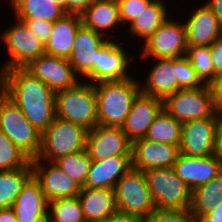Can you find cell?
<instances>
[{"mask_svg":"<svg viewBox=\"0 0 222 222\" xmlns=\"http://www.w3.org/2000/svg\"><path fill=\"white\" fill-rule=\"evenodd\" d=\"M0 90L20 108L39 134L55 119L54 91L25 67L1 72Z\"/></svg>","mask_w":222,"mask_h":222,"instance_id":"6da1fadb","label":"cell"},{"mask_svg":"<svg viewBox=\"0 0 222 222\" xmlns=\"http://www.w3.org/2000/svg\"><path fill=\"white\" fill-rule=\"evenodd\" d=\"M97 98L98 125L121 127L141 92L136 77L121 81H102L94 84Z\"/></svg>","mask_w":222,"mask_h":222,"instance_id":"7a4b0ae2","label":"cell"},{"mask_svg":"<svg viewBox=\"0 0 222 222\" xmlns=\"http://www.w3.org/2000/svg\"><path fill=\"white\" fill-rule=\"evenodd\" d=\"M55 116L80 125L88 131L98 125L94 84L81 79L74 86L56 92Z\"/></svg>","mask_w":222,"mask_h":222,"instance_id":"3957f363","label":"cell"},{"mask_svg":"<svg viewBox=\"0 0 222 222\" xmlns=\"http://www.w3.org/2000/svg\"><path fill=\"white\" fill-rule=\"evenodd\" d=\"M88 130L71 121L57 118L41 136V150L37 158L54 162L61 156L82 152L86 149Z\"/></svg>","mask_w":222,"mask_h":222,"instance_id":"277c9868","label":"cell"},{"mask_svg":"<svg viewBox=\"0 0 222 222\" xmlns=\"http://www.w3.org/2000/svg\"><path fill=\"white\" fill-rule=\"evenodd\" d=\"M144 174L157 209L190 210L192 191L173 167L148 169Z\"/></svg>","mask_w":222,"mask_h":222,"instance_id":"5b68a950","label":"cell"},{"mask_svg":"<svg viewBox=\"0 0 222 222\" xmlns=\"http://www.w3.org/2000/svg\"><path fill=\"white\" fill-rule=\"evenodd\" d=\"M163 109L180 123L215 117L213 87L179 89L163 100Z\"/></svg>","mask_w":222,"mask_h":222,"instance_id":"8992f818","label":"cell"},{"mask_svg":"<svg viewBox=\"0 0 222 222\" xmlns=\"http://www.w3.org/2000/svg\"><path fill=\"white\" fill-rule=\"evenodd\" d=\"M114 190L119 213L143 220L157 209L146 176L141 170L129 169L117 181Z\"/></svg>","mask_w":222,"mask_h":222,"instance_id":"52a82bcc","label":"cell"},{"mask_svg":"<svg viewBox=\"0 0 222 222\" xmlns=\"http://www.w3.org/2000/svg\"><path fill=\"white\" fill-rule=\"evenodd\" d=\"M0 130L30 159L41 150V134L20 108L0 90Z\"/></svg>","mask_w":222,"mask_h":222,"instance_id":"ba28073f","label":"cell"},{"mask_svg":"<svg viewBox=\"0 0 222 222\" xmlns=\"http://www.w3.org/2000/svg\"><path fill=\"white\" fill-rule=\"evenodd\" d=\"M9 28L1 31L0 38L8 51V57L0 67V73L15 67H26L33 59L46 54L40 38L26 24L15 18Z\"/></svg>","mask_w":222,"mask_h":222,"instance_id":"9c48e42d","label":"cell"},{"mask_svg":"<svg viewBox=\"0 0 222 222\" xmlns=\"http://www.w3.org/2000/svg\"><path fill=\"white\" fill-rule=\"evenodd\" d=\"M171 17V18H170ZM170 16L140 46V59L179 58L186 56V30L183 20ZM181 20V21H178Z\"/></svg>","mask_w":222,"mask_h":222,"instance_id":"30bf717a","label":"cell"},{"mask_svg":"<svg viewBox=\"0 0 222 222\" xmlns=\"http://www.w3.org/2000/svg\"><path fill=\"white\" fill-rule=\"evenodd\" d=\"M107 41L108 39L83 24L78 27L68 61L80 79L97 83L98 50Z\"/></svg>","mask_w":222,"mask_h":222,"instance_id":"8fae6325","label":"cell"},{"mask_svg":"<svg viewBox=\"0 0 222 222\" xmlns=\"http://www.w3.org/2000/svg\"><path fill=\"white\" fill-rule=\"evenodd\" d=\"M85 150L92 161L112 156H132V142L121 127L96 125L88 131Z\"/></svg>","mask_w":222,"mask_h":222,"instance_id":"7c38bea8","label":"cell"},{"mask_svg":"<svg viewBox=\"0 0 222 222\" xmlns=\"http://www.w3.org/2000/svg\"><path fill=\"white\" fill-rule=\"evenodd\" d=\"M25 68L54 93L70 88L81 80L66 58L44 54L33 59Z\"/></svg>","mask_w":222,"mask_h":222,"instance_id":"4fadbf2b","label":"cell"},{"mask_svg":"<svg viewBox=\"0 0 222 222\" xmlns=\"http://www.w3.org/2000/svg\"><path fill=\"white\" fill-rule=\"evenodd\" d=\"M34 177L39 181L48 202L78 196L81 186L66 175L54 162L31 160Z\"/></svg>","mask_w":222,"mask_h":222,"instance_id":"5bb4252c","label":"cell"},{"mask_svg":"<svg viewBox=\"0 0 222 222\" xmlns=\"http://www.w3.org/2000/svg\"><path fill=\"white\" fill-rule=\"evenodd\" d=\"M186 18L183 22L188 47L210 46L222 37V24L205 3L189 10Z\"/></svg>","mask_w":222,"mask_h":222,"instance_id":"9a60e30c","label":"cell"},{"mask_svg":"<svg viewBox=\"0 0 222 222\" xmlns=\"http://www.w3.org/2000/svg\"><path fill=\"white\" fill-rule=\"evenodd\" d=\"M180 153L207 157L215 152V117L182 123Z\"/></svg>","mask_w":222,"mask_h":222,"instance_id":"2e32d148","label":"cell"},{"mask_svg":"<svg viewBox=\"0 0 222 222\" xmlns=\"http://www.w3.org/2000/svg\"><path fill=\"white\" fill-rule=\"evenodd\" d=\"M179 154L177 145L141 138L132 143V168L143 172L153 168H171Z\"/></svg>","mask_w":222,"mask_h":222,"instance_id":"e0dca14e","label":"cell"},{"mask_svg":"<svg viewBox=\"0 0 222 222\" xmlns=\"http://www.w3.org/2000/svg\"><path fill=\"white\" fill-rule=\"evenodd\" d=\"M119 41L108 40L99 50L97 58V83L129 79L130 63L136 61ZM128 54V55H127ZM134 60V61H133ZM132 61V62H131Z\"/></svg>","mask_w":222,"mask_h":222,"instance_id":"ac0fdd59","label":"cell"},{"mask_svg":"<svg viewBox=\"0 0 222 222\" xmlns=\"http://www.w3.org/2000/svg\"><path fill=\"white\" fill-rule=\"evenodd\" d=\"M151 60L152 67L143 81L139 80L141 93L164 100L178 90L177 58L140 59ZM154 60V61H153ZM145 81V82H144Z\"/></svg>","mask_w":222,"mask_h":222,"instance_id":"d6986e66","label":"cell"},{"mask_svg":"<svg viewBox=\"0 0 222 222\" xmlns=\"http://www.w3.org/2000/svg\"><path fill=\"white\" fill-rule=\"evenodd\" d=\"M173 168L192 191L222 172V157L217 154L195 157L180 153Z\"/></svg>","mask_w":222,"mask_h":222,"instance_id":"ffe728a7","label":"cell"},{"mask_svg":"<svg viewBox=\"0 0 222 222\" xmlns=\"http://www.w3.org/2000/svg\"><path fill=\"white\" fill-rule=\"evenodd\" d=\"M162 109V99L140 92L133 101L131 110L121 126L122 131L132 143L144 138L149 126Z\"/></svg>","mask_w":222,"mask_h":222,"instance_id":"44dd1931","label":"cell"},{"mask_svg":"<svg viewBox=\"0 0 222 222\" xmlns=\"http://www.w3.org/2000/svg\"><path fill=\"white\" fill-rule=\"evenodd\" d=\"M80 17L84 26L89 27L108 40H117L112 37L111 33L115 31V28H123L116 0H94L80 14Z\"/></svg>","mask_w":222,"mask_h":222,"instance_id":"7402d4cb","label":"cell"},{"mask_svg":"<svg viewBox=\"0 0 222 222\" xmlns=\"http://www.w3.org/2000/svg\"><path fill=\"white\" fill-rule=\"evenodd\" d=\"M48 203L39 181L32 175L22 187L12 209L17 222H34L48 214Z\"/></svg>","mask_w":222,"mask_h":222,"instance_id":"603a6c76","label":"cell"},{"mask_svg":"<svg viewBox=\"0 0 222 222\" xmlns=\"http://www.w3.org/2000/svg\"><path fill=\"white\" fill-rule=\"evenodd\" d=\"M78 199L86 222H100L118 212L114 188L81 187Z\"/></svg>","mask_w":222,"mask_h":222,"instance_id":"cb8c5ba5","label":"cell"},{"mask_svg":"<svg viewBox=\"0 0 222 222\" xmlns=\"http://www.w3.org/2000/svg\"><path fill=\"white\" fill-rule=\"evenodd\" d=\"M132 156H112L92 161L85 184L87 188H114L117 181L132 168Z\"/></svg>","mask_w":222,"mask_h":222,"instance_id":"d4e9b609","label":"cell"},{"mask_svg":"<svg viewBox=\"0 0 222 222\" xmlns=\"http://www.w3.org/2000/svg\"><path fill=\"white\" fill-rule=\"evenodd\" d=\"M82 24L80 14L66 13L53 23L49 42L45 46L47 55L68 59L78 27Z\"/></svg>","mask_w":222,"mask_h":222,"instance_id":"484cf974","label":"cell"},{"mask_svg":"<svg viewBox=\"0 0 222 222\" xmlns=\"http://www.w3.org/2000/svg\"><path fill=\"white\" fill-rule=\"evenodd\" d=\"M165 0H152L145 10H143L136 19L127 27L130 36L137 40L140 39L144 44L150 36L163 24V22L172 15L168 11ZM171 13V14H170ZM135 36V37H134Z\"/></svg>","mask_w":222,"mask_h":222,"instance_id":"4316f807","label":"cell"},{"mask_svg":"<svg viewBox=\"0 0 222 222\" xmlns=\"http://www.w3.org/2000/svg\"><path fill=\"white\" fill-rule=\"evenodd\" d=\"M222 202V172L192 190L190 213L198 222Z\"/></svg>","mask_w":222,"mask_h":222,"instance_id":"83f0119b","label":"cell"},{"mask_svg":"<svg viewBox=\"0 0 222 222\" xmlns=\"http://www.w3.org/2000/svg\"><path fill=\"white\" fill-rule=\"evenodd\" d=\"M9 6L17 19H44L54 23L67 13L53 0H14Z\"/></svg>","mask_w":222,"mask_h":222,"instance_id":"f1b7e54d","label":"cell"},{"mask_svg":"<svg viewBox=\"0 0 222 222\" xmlns=\"http://www.w3.org/2000/svg\"><path fill=\"white\" fill-rule=\"evenodd\" d=\"M33 175L31 161L16 170L0 171V208L12 207L26 181Z\"/></svg>","mask_w":222,"mask_h":222,"instance_id":"f546056e","label":"cell"},{"mask_svg":"<svg viewBox=\"0 0 222 222\" xmlns=\"http://www.w3.org/2000/svg\"><path fill=\"white\" fill-rule=\"evenodd\" d=\"M182 123L162 109L149 126L145 139L180 146Z\"/></svg>","mask_w":222,"mask_h":222,"instance_id":"4dcf8cb0","label":"cell"},{"mask_svg":"<svg viewBox=\"0 0 222 222\" xmlns=\"http://www.w3.org/2000/svg\"><path fill=\"white\" fill-rule=\"evenodd\" d=\"M54 163L78 185L83 187L92 160L87 151L84 150L82 152L61 156L56 159Z\"/></svg>","mask_w":222,"mask_h":222,"instance_id":"1f68e13d","label":"cell"},{"mask_svg":"<svg viewBox=\"0 0 222 222\" xmlns=\"http://www.w3.org/2000/svg\"><path fill=\"white\" fill-rule=\"evenodd\" d=\"M48 215L51 222H86L78 196L50 201Z\"/></svg>","mask_w":222,"mask_h":222,"instance_id":"d6a6232c","label":"cell"},{"mask_svg":"<svg viewBox=\"0 0 222 222\" xmlns=\"http://www.w3.org/2000/svg\"><path fill=\"white\" fill-rule=\"evenodd\" d=\"M186 57L200 80L206 85H212L214 83V66L209 46H190L187 48Z\"/></svg>","mask_w":222,"mask_h":222,"instance_id":"836d02e7","label":"cell"},{"mask_svg":"<svg viewBox=\"0 0 222 222\" xmlns=\"http://www.w3.org/2000/svg\"><path fill=\"white\" fill-rule=\"evenodd\" d=\"M31 159L0 130V171L25 167Z\"/></svg>","mask_w":222,"mask_h":222,"instance_id":"e575fe53","label":"cell"},{"mask_svg":"<svg viewBox=\"0 0 222 222\" xmlns=\"http://www.w3.org/2000/svg\"><path fill=\"white\" fill-rule=\"evenodd\" d=\"M177 82L179 89L203 87L205 84L197 76L186 56L177 58Z\"/></svg>","mask_w":222,"mask_h":222,"instance_id":"d590c367","label":"cell"},{"mask_svg":"<svg viewBox=\"0 0 222 222\" xmlns=\"http://www.w3.org/2000/svg\"><path fill=\"white\" fill-rule=\"evenodd\" d=\"M152 0H116L123 28L133 22Z\"/></svg>","mask_w":222,"mask_h":222,"instance_id":"8d00e7d4","label":"cell"},{"mask_svg":"<svg viewBox=\"0 0 222 222\" xmlns=\"http://www.w3.org/2000/svg\"><path fill=\"white\" fill-rule=\"evenodd\" d=\"M142 222H195L190 211L187 210H161L156 209Z\"/></svg>","mask_w":222,"mask_h":222,"instance_id":"74e56055","label":"cell"},{"mask_svg":"<svg viewBox=\"0 0 222 222\" xmlns=\"http://www.w3.org/2000/svg\"><path fill=\"white\" fill-rule=\"evenodd\" d=\"M23 21L28 29L31 32H34L41 40V42L46 46V44L49 42L53 23L47 20H35V19H18Z\"/></svg>","mask_w":222,"mask_h":222,"instance_id":"f35d334b","label":"cell"},{"mask_svg":"<svg viewBox=\"0 0 222 222\" xmlns=\"http://www.w3.org/2000/svg\"><path fill=\"white\" fill-rule=\"evenodd\" d=\"M214 66V82L222 75V37L209 46Z\"/></svg>","mask_w":222,"mask_h":222,"instance_id":"ab89813d","label":"cell"},{"mask_svg":"<svg viewBox=\"0 0 222 222\" xmlns=\"http://www.w3.org/2000/svg\"><path fill=\"white\" fill-rule=\"evenodd\" d=\"M215 152L222 157V109L215 111Z\"/></svg>","mask_w":222,"mask_h":222,"instance_id":"60d3db41","label":"cell"},{"mask_svg":"<svg viewBox=\"0 0 222 222\" xmlns=\"http://www.w3.org/2000/svg\"><path fill=\"white\" fill-rule=\"evenodd\" d=\"M94 0H66V12L81 14Z\"/></svg>","mask_w":222,"mask_h":222,"instance_id":"b9f144b4","label":"cell"},{"mask_svg":"<svg viewBox=\"0 0 222 222\" xmlns=\"http://www.w3.org/2000/svg\"><path fill=\"white\" fill-rule=\"evenodd\" d=\"M198 222H222V202H220L215 208L204 215Z\"/></svg>","mask_w":222,"mask_h":222,"instance_id":"7bdbcfd3","label":"cell"},{"mask_svg":"<svg viewBox=\"0 0 222 222\" xmlns=\"http://www.w3.org/2000/svg\"><path fill=\"white\" fill-rule=\"evenodd\" d=\"M100 222H142V219L117 212L116 214L111 215L110 217Z\"/></svg>","mask_w":222,"mask_h":222,"instance_id":"ee69618b","label":"cell"},{"mask_svg":"<svg viewBox=\"0 0 222 222\" xmlns=\"http://www.w3.org/2000/svg\"><path fill=\"white\" fill-rule=\"evenodd\" d=\"M216 108L222 109V75L212 84Z\"/></svg>","mask_w":222,"mask_h":222,"instance_id":"f6af8a7d","label":"cell"},{"mask_svg":"<svg viewBox=\"0 0 222 222\" xmlns=\"http://www.w3.org/2000/svg\"><path fill=\"white\" fill-rule=\"evenodd\" d=\"M204 3L213 11L222 24V0H207Z\"/></svg>","mask_w":222,"mask_h":222,"instance_id":"bcb514c9","label":"cell"},{"mask_svg":"<svg viewBox=\"0 0 222 222\" xmlns=\"http://www.w3.org/2000/svg\"><path fill=\"white\" fill-rule=\"evenodd\" d=\"M0 222H17V217L12 207L0 208Z\"/></svg>","mask_w":222,"mask_h":222,"instance_id":"7dc6e473","label":"cell"},{"mask_svg":"<svg viewBox=\"0 0 222 222\" xmlns=\"http://www.w3.org/2000/svg\"><path fill=\"white\" fill-rule=\"evenodd\" d=\"M34 222H51V221H50V217H49V215L46 214L45 216H43V217H41V218L35 220Z\"/></svg>","mask_w":222,"mask_h":222,"instance_id":"c3c4849f","label":"cell"},{"mask_svg":"<svg viewBox=\"0 0 222 222\" xmlns=\"http://www.w3.org/2000/svg\"><path fill=\"white\" fill-rule=\"evenodd\" d=\"M54 2H56L58 5H60L61 7H63L66 11V0H53Z\"/></svg>","mask_w":222,"mask_h":222,"instance_id":"681fc988","label":"cell"},{"mask_svg":"<svg viewBox=\"0 0 222 222\" xmlns=\"http://www.w3.org/2000/svg\"><path fill=\"white\" fill-rule=\"evenodd\" d=\"M1 1V0H0ZM10 4L14 1V0H7Z\"/></svg>","mask_w":222,"mask_h":222,"instance_id":"f907efd6","label":"cell"}]
</instances>
